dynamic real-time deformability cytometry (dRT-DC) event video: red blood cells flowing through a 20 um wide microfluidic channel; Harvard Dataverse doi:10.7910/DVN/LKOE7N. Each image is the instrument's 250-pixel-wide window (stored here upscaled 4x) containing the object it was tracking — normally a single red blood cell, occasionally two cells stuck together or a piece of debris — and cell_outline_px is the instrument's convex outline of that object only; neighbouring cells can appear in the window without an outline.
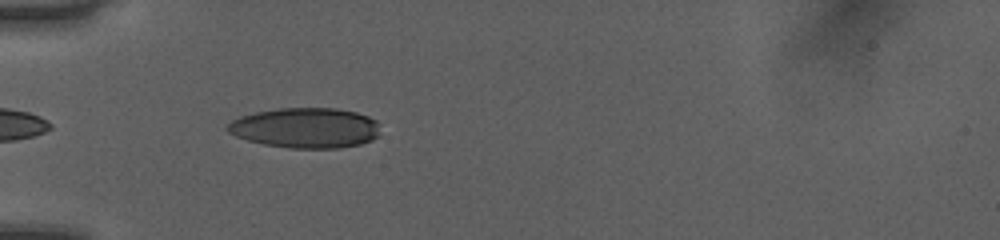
{"species": "human", "species_latin": "Homo sapiens", "temperature_condition": "room temperature", "stored_images_in_passage": 37, "camera_frame_rate_fps": 3000, "um_per_image_px": 0.085, "donor": {"sex": "female"}, "frame": {"image": 1, "passage_image": 3, "time_ms": 0.667, "image_size_px": [1000, 240], "cell_outline_px": [[376, 136], [372, 140], [360, 144], [340, 148], [288, 148], [264, 144], [248, 140], [236, 136], [228, 132], [224, 128], [232, 120], [240, 116], [256, 112], [276, 108], [336, 108], [356, 112], [368, 116], [376, 120]], "centroid_in_image_um": [25.92, 10.86], "position_along_channel_um": 59.1, "area_um2": 35.72}}
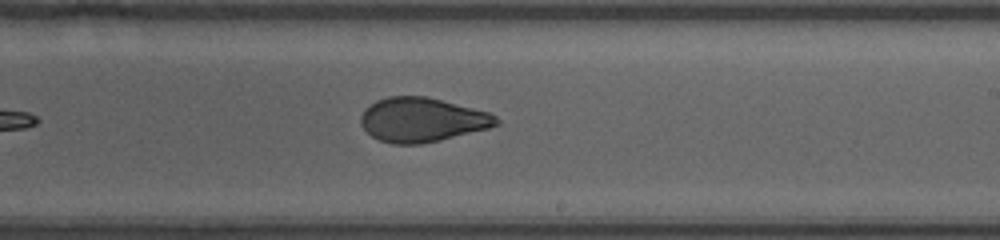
{"frame": {"image": 2, "passage_image": 18, "time_ms": 5.667, "image_size_px": [1000, 240], "cell_outline_px": [[500, 124], [488, 128], [440, 140], [420, 144], [392, 144], [380, 140], [372, 136], [360, 124], [360, 116], [364, 108], [376, 100], [388, 96], [424, 96], [492, 112], [500, 120]], "centroid_in_image_um": [35.87, 10.17], "position_along_channel_um": 253.1, "area_um2": 35.08}}
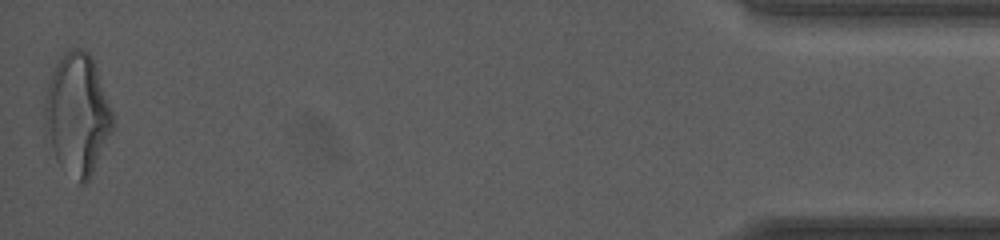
{"frame": {"image": 3, "passage_image": 37, "time_ms": 12.0, "image_size_px": [1000, 240], "cell_outline_px": [[112, 128], [88, 184], [80, 184], [56, 160], [44, 124], [44, 100], [48, 84], [52, 72], [56, 64], [64, 52], [72, 48], [80, 48], [88, 52], [92, 56], [112, 112]], "centroid_in_image_um": [6.55, 9.7], "position_along_channel_um": 428.6, "area_um2": 47.34}, "authors_computed_cell_mechanics": {"area_um2": 35.9516, "velocity_mm_per_s": 4.0643, "shape_relaxation_time_tau1_ms": 5.3153, "shape_relaxation_time_tau2_ms": 1.4387, "deformation_change_tau1": 0.153, "deformation_change_tau2": 0.0746}}